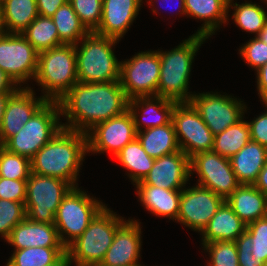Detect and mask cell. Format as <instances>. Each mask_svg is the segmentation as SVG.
Wrapping results in <instances>:
<instances>
[{"mask_svg":"<svg viewBox=\"0 0 267 266\" xmlns=\"http://www.w3.org/2000/svg\"><path fill=\"white\" fill-rule=\"evenodd\" d=\"M61 115L67 119L63 128L86 133L99 122L120 116L128 102L120 81L75 83L58 101Z\"/></svg>","mask_w":267,"mask_h":266,"instance_id":"cell-1","label":"cell"},{"mask_svg":"<svg viewBox=\"0 0 267 266\" xmlns=\"http://www.w3.org/2000/svg\"><path fill=\"white\" fill-rule=\"evenodd\" d=\"M87 152V136L62 128L31 159V171L42 176H51L67 181L77 187L79 169Z\"/></svg>","mask_w":267,"mask_h":266,"instance_id":"cell-2","label":"cell"},{"mask_svg":"<svg viewBox=\"0 0 267 266\" xmlns=\"http://www.w3.org/2000/svg\"><path fill=\"white\" fill-rule=\"evenodd\" d=\"M205 36L193 34L170 51H158L160 58V80L157 96L177 103L190 102L194 93L188 92L192 62Z\"/></svg>","mask_w":267,"mask_h":266,"instance_id":"cell-3","label":"cell"},{"mask_svg":"<svg viewBox=\"0 0 267 266\" xmlns=\"http://www.w3.org/2000/svg\"><path fill=\"white\" fill-rule=\"evenodd\" d=\"M117 42L119 40L89 32L80 40L81 45L75 44L78 82L120 80V61L112 49Z\"/></svg>","mask_w":267,"mask_h":266,"instance_id":"cell-4","label":"cell"},{"mask_svg":"<svg viewBox=\"0 0 267 266\" xmlns=\"http://www.w3.org/2000/svg\"><path fill=\"white\" fill-rule=\"evenodd\" d=\"M124 218L104 206L91 220L84 232L66 249L70 265L98 266L113 243Z\"/></svg>","mask_w":267,"mask_h":266,"instance_id":"cell-5","label":"cell"},{"mask_svg":"<svg viewBox=\"0 0 267 266\" xmlns=\"http://www.w3.org/2000/svg\"><path fill=\"white\" fill-rule=\"evenodd\" d=\"M34 80L47 101H59L78 82L75 44H62L38 53Z\"/></svg>","mask_w":267,"mask_h":266,"instance_id":"cell-6","label":"cell"},{"mask_svg":"<svg viewBox=\"0 0 267 266\" xmlns=\"http://www.w3.org/2000/svg\"><path fill=\"white\" fill-rule=\"evenodd\" d=\"M59 102L47 101L3 147L31 160L62 128Z\"/></svg>","mask_w":267,"mask_h":266,"instance_id":"cell-7","label":"cell"},{"mask_svg":"<svg viewBox=\"0 0 267 266\" xmlns=\"http://www.w3.org/2000/svg\"><path fill=\"white\" fill-rule=\"evenodd\" d=\"M105 205L78 186L69 190L57 209L54 221L59 239L66 249L84 232Z\"/></svg>","mask_w":267,"mask_h":266,"instance_id":"cell-8","label":"cell"},{"mask_svg":"<svg viewBox=\"0 0 267 266\" xmlns=\"http://www.w3.org/2000/svg\"><path fill=\"white\" fill-rule=\"evenodd\" d=\"M71 188L60 178L31 173L24 203L27 218L37 223L54 224L57 209Z\"/></svg>","mask_w":267,"mask_h":266,"instance_id":"cell-9","label":"cell"},{"mask_svg":"<svg viewBox=\"0 0 267 266\" xmlns=\"http://www.w3.org/2000/svg\"><path fill=\"white\" fill-rule=\"evenodd\" d=\"M160 80L158 51H142L120 62V84L128 100L157 96Z\"/></svg>","mask_w":267,"mask_h":266,"instance_id":"cell-10","label":"cell"},{"mask_svg":"<svg viewBox=\"0 0 267 266\" xmlns=\"http://www.w3.org/2000/svg\"><path fill=\"white\" fill-rule=\"evenodd\" d=\"M176 139L189 159L212 151L214 135L190 102L176 103L172 111Z\"/></svg>","mask_w":267,"mask_h":266,"instance_id":"cell-11","label":"cell"},{"mask_svg":"<svg viewBox=\"0 0 267 266\" xmlns=\"http://www.w3.org/2000/svg\"><path fill=\"white\" fill-rule=\"evenodd\" d=\"M218 93H194L190 100L214 136L244 118L247 109L241 99Z\"/></svg>","mask_w":267,"mask_h":266,"instance_id":"cell-12","label":"cell"},{"mask_svg":"<svg viewBox=\"0 0 267 266\" xmlns=\"http://www.w3.org/2000/svg\"><path fill=\"white\" fill-rule=\"evenodd\" d=\"M190 170L192 175L194 171L198 174V185L210 189L225 201L240 186L230 159L213 151L193 156L190 159Z\"/></svg>","mask_w":267,"mask_h":266,"instance_id":"cell-13","label":"cell"},{"mask_svg":"<svg viewBox=\"0 0 267 266\" xmlns=\"http://www.w3.org/2000/svg\"><path fill=\"white\" fill-rule=\"evenodd\" d=\"M38 52L22 34L0 35V69L18 86L35 78Z\"/></svg>","mask_w":267,"mask_h":266,"instance_id":"cell-14","label":"cell"},{"mask_svg":"<svg viewBox=\"0 0 267 266\" xmlns=\"http://www.w3.org/2000/svg\"><path fill=\"white\" fill-rule=\"evenodd\" d=\"M86 136L87 152H112L115 156L137 137V131L133 117L127 110L120 116L97 123L86 132Z\"/></svg>","mask_w":267,"mask_h":266,"instance_id":"cell-15","label":"cell"},{"mask_svg":"<svg viewBox=\"0 0 267 266\" xmlns=\"http://www.w3.org/2000/svg\"><path fill=\"white\" fill-rule=\"evenodd\" d=\"M224 202L216 193L198 184L184 188L176 221L201 233Z\"/></svg>","mask_w":267,"mask_h":266,"instance_id":"cell-16","label":"cell"},{"mask_svg":"<svg viewBox=\"0 0 267 266\" xmlns=\"http://www.w3.org/2000/svg\"><path fill=\"white\" fill-rule=\"evenodd\" d=\"M190 159L182 151L154 160L149 174L134 185H153L167 190H183L191 178Z\"/></svg>","mask_w":267,"mask_h":266,"instance_id":"cell-17","label":"cell"},{"mask_svg":"<svg viewBox=\"0 0 267 266\" xmlns=\"http://www.w3.org/2000/svg\"><path fill=\"white\" fill-rule=\"evenodd\" d=\"M30 87H19L10 97L4 112L0 142L4 144L10 137L18 133L22 126L47 102L40 96L35 98Z\"/></svg>","mask_w":267,"mask_h":266,"instance_id":"cell-18","label":"cell"},{"mask_svg":"<svg viewBox=\"0 0 267 266\" xmlns=\"http://www.w3.org/2000/svg\"><path fill=\"white\" fill-rule=\"evenodd\" d=\"M140 223L134 219L124 221L117 229L113 243L98 266L137 265L141 249Z\"/></svg>","mask_w":267,"mask_h":266,"instance_id":"cell-19","label":"cell"},{"mask_svg":"<svg viewBox=\"0 0 267 266\" xmlns=\"http://www.w3.org/2000/svg\"><path fill=\"white\" fill-rule=\"evenodd\" d=\"M143 0H103L102 18L94 33L117 40L126 34Z\"/></svg>","mask_w":267,"mask_h":266,"instance_id":"cell-20","label":"cell"},{"mask_svg":"<svg viewBox=\"0 0 267 266\" xmlns=\"http://www.w3.org/2000/svg\"><path fill=\"white\" fill-rule=\"evenodd\" d=\"M176 103L161 96L136 97L129 100L128 110L133 117L136 131H142L143 128L141 126L145 127L144 129H148L170 123ZM138 114L141 115V119ZM147 115L152 116V118L148 120Z\"/></svg>","mask_w":267,"mask_h":266,"instance_id":"cell-21","label":"cell"},{"mask_svg":"<svg viewBox=\"0 0 267 266\" xmlns=\"http://www.w3.org/2000/svg\"><path fill=\"white\" fill-rule=\"evenodd\" d=\"M14 250L29 247H64L54 224L37 223L27 217L17 224L6 240Z\"/></svg>","mask_w":267,"mask_h":266,"instance_id":"cell-22","label":"cell"},{"mask_svg":"<svg viewBox=\"0 0 267 266\" xmlns=\"http://www.w3.org/2000/svg\"><path fill=\"white\" fill-rule=\"evenodd\" d=\"M229 0H184L186 16L204 21L195 34L209 39L220 24L227 23Z\"/></svg>","mask_w":267,"mask_h":266,"instance_id":"cell-23","label":"cell"},{"mask_svg":"<svg viewBox=\"0 0 267 266\" xmlns=\"http://www.w3.org/2000/svg\"><path fill=\"white\" fill-rule=\"evenodd\" d=\"M246 228L247 224L225 201L201 232L202 244L213 241H235Z\"/></svg>","mask_w":267,"mask_h":266,"instance_id":"cell-24","label":"cell"},{"mask_svg":"<svg viewBox=\"0 0 267 266\" xmlns=\"http://www.w3.org/2000/svg\"><path fill=\"white\" fill-rule=\"evenodd\" d=\"M144 208L159 217L177 220L181 190H167L153 185H135Z\"/></svg>","mask_w":267,"mask_h":266,"instance_id":"cell-25","label":"cell"},{"mask_svg":"<svg viewBox=\"0 0 267 266\" xmlns=\"http://www.w3.org/2000/svg\"><path fill=\"white\" fill-rule=\"evenodd\" d=\"M230 162L239 183L253 185L267 162V147L249 141Z\"/></svg>","mask_w":267,"mask_h":266,"instance_id":"cell-26","label":"cell"},{"mask_svg":"<svg viewBox=\"0 0 267 266\" xmlns=\"http://www.w3.org/2000/svg\"><path fill=\"white\" fill-rule=\"evenodd\" d=\"M226 202L244 223L249 224L264 218L267 195L254 185L240 184Z\"/></svg>","mask_w":267,"mask_h":266,"instance_id":"cell-27","label":"cell"},{"mask_svg":"<svg viewBox=\"0 0 267 266\" xmlns=\"http://www.w3.org/2000/svg\"><path fill=\"white\" fill-rule=\"evenodd\" d=\"M2 23L5 33L22 34L39 15L36 0H2Z\"/></svg>","mask_w":267,"mask_h":266,"instance_id":"cell-28","label":"cell"},{"mask_svg":"<svg viewBox=\"0 0 267 266\" xmlns=\"http://www.w3.org/2000/svg\"><path fill=\"white\" fill-rule=\"evenodd\" d=\"M137 138L146 153L154 159L180 150L172 121L166 125L138 131Z\"/></svg>","mask_w":267,"mask_h":266,"instance_id":"cell-29","label":"cell"},{"mask_svg":"<svg viewBox=\"0 0 267 266\" xmlns=\"http://www.w3.org/2000/svg\"><path fill=\"white\" fill-rule=\"evenodd\" d=\"M115 157L130 172L127 176L135 184L143 181L149 174L155 160L146 153L137 137L122 148Z\"/></svg>","mask_w":267,"mask_h":266,"instance_id":"cell-30","label":"cell"},{"mask_svg":"<svg viewBox=\"0 0 267 266\" xmlns=\"http://www.w3.org/2000/svg\"><path fill=\"white\" fill-rule=\"evenodd\" d=\"M251 141L250 128L243 118L214 136L212 151L231 158Z\"/></svg>","mask_w":267,"mask_h":266,"instance_id":"cell-31","label":"cell"},{"mask_svg":"<svg viewBox=\"0 0 267 266\" xmlns=\"http://www.w3.org/2000/svg\"><path fill=\"white\" fill-rule=\"evenodd\" d=\"M27 41L40 53L64 44L57 28L50 17L38 15L22 33Z\"/></svg>","mask_w":267,"mask_h":266,"instance_id":"cell-32","label":"cell"},{"mask_svg":"<svg viewBox=\"0 0 267 266\" xmlns=\"http://www.w3.org/2000/svg\"><path fill=\"white\" fill-rule=\"evenodd\" d=\"M51 18L57 28L59 39L64 44H79L89 33L69 2L60 6Z\"/></svg>","mask_w":267,"mask_h":266,"instance_id":"cell-33","label":"cell"},{"mask_svg":"<svg viewBox=\"0 0 267 266\" xmlns=\"http://www.w3.org/2000/svg\"><path fill=\"white\" fill-rule=\"evenodd\" d=\"M66 253L65 247H29L14 250L6 266H48Z\"/></svg>","mask_w":267,"mask_h":266,"instance_id":"cell-34","label":"cell"},{"mask_svg":"<svg viewBox=\"0 0 267 266\" xmlns=\"http://www.w3.org/2000/svg\"><path fill=\"white\" fill-rule=\"evenodd\" d=\"M232 3L233 0L228 1V12L231 7L234 9L232 17L235 24L246 32L255 33L257 37L267 23V13L264 8L253 2Z\"/></svg>","mask_w":267,"mask_h":266,"instance_id":"cell-35","label":"cell"},{"mask_svg":"<svg viewBox=\"0 0 267 266\" xmlns=\"http://www.w3.org/2000/svg\"><path fill=\"white\" fill-rule=\"evenodd\" d=\"M31 173V160L11 153L2 146L0 149V177L11 180H27Z\"/></svg>","mask_w":267,"mask_h":266,"instance_id":"cell-36","label":"cell"},{"mask_svg":"<svg viewBox=\"0 0 267 266\" xmlns=\"http://www.w3.org/2000/svg\"><path fill=\"white\" fill-rule=\"evenodd\" d=\"M202 246L210 256L207 266H239L235 241H213Z\"/></svg>","mask_w":267,"mask_h":266,"instance_id":"cell-37","label":"cell"},{"mask_svg":"<svg viewBox=\"0 0 267 266\" xmlns=\"http://www.w3.org/2000/svg\"><path fill=\"white\" fill-rule=\"evenodd\" d=\"M24 203L0 199V236L5 241L12 229L27 217Z\"/></svg>","mask_w":267,"mask_h":266,"instance_id":"cell-38","label":"cell"},{"mask_svg":"<svg viewBox=\"0 0 267 266\" xmlns=\"http://www.w3.org/2000/svg\"><path fill=\"white\" fill-rule=\"evenodd\" d=\"M81 23L89 32H94L102 18L103 0H68Z\"/></svg>","mask_w":267,"mask_h":266,"instance_id":"cell-39","label":"cell"},{"mask_svg":"<svg viewBox=\"0 0 267 266\" xmlns=\"http://www.w3.org/2000/svg\"><path fill=\"white\" fill-rule=\"evenodd\" d=\"M239 53L243 60L255 70L267 62V44L256 36L240 47Z\"/></svg>","mask_w":267,"mask_h":266,"instance_id":"cell-40","label":"cell"},{"mask_svg":"<svg viewBox=\"0 0 267 266\" xmlns=\"http://www.w3.org/2000/svg\"><path fill=\"white\" fill-rule=\"evenodd\" d=\"M239 266H266L262 257L256 252L251 235L245 231L235 240Z\"/></svg>","mask_w":267,"mask_h":266,"instance_id":"cell-41","label":"cell"},{"mask_svg":"<svg viewBox=\"0 0 267 266\" xmlns=\"http://www.w3.org/2000/svg\"><path fill=\"white\" fill-rule=\"evenodd\" d=\"M246 231L251 235L252 246L267 264V220L261 218L247 224Z\"/></svg>","mask_w":267,"mask_h":266,"instance_id":"cell-42","label":"cell"},{"mask_svg":"<svg viewBox=\"0 0 267 266\" xmlns=\"http://www.w3.org/2000/svg\"><path fill=\"white\" fill-rule=\"evenodd\" d=\"M27 180H11L0 177V199L25 202Z\"/></svg>","mask_w":267,"mask_h":266,"instance_id":"cell-43","label":"cell"},{"mask_svg":"<svg viewBox=\"0 0 267 266\" xmlns=\"http://www.w3.org/2000/svg\"><path fill=\"white\" fill-rule=\"evenodd\" d=\"M267 108V102H263ZM250 128L251 141L267 147V110L251 122L247 121Z\"/></svg>","mask_w":267,"mask_h":266,"instance_id":"cell-44","label":"cell"},{"mask_svg":"<svg viewBox=\"0 0 267 266\" xmlns=\"http://www.w3.org/2000/svg\"><path fill=\"white\" fill-rule=\"evenodd\" d=\"M67 2L68 0H36L38 14L51 18L58 8Z\"/></svg>","mask_w":267,"mask_h":266,"instance_id":"cell-45","label":"cell"},{"mask_svg":"<svg viewBox=\"0 0 267 266\" xmlns=\"http://www.w3.org/2000/svg\"><path fill=\"white\" fill-rule=\"evenodd\" d=\"M257 89L262 102H267V62L256 70Z\"/></svg>","mask_w":267,"mask_h":266,"instance_id":"cell-46","label":"cell"},{"mask_svg":"<svg viewBox=\"0 0 267 266\" xmlns=\"http://www.w3.org/2000/svg\"><path fill=\"white\" fill-rule=\"evenodd\" d=\"M19 87L14 81L0 69V93H14Z\"/></svg>","mask_w":267,"mask_h":266,"instance_id":"cell-47","label":"cell"},{"mask_svg":"<svg viewBox=\"0 0 267 266\" xmlns=\"http://www.w3.org/2000/svg\"><path fill=\"white\" fill-rule=\"evenodd\" d=\"M253 185L263 194L267 195V162L263 169L259 172L258 178Z\"/></svg>","mask_w":267,"mask_h":266,"instance_id":"cell-48","label":"cell"},{"mask_svg":"<svg viewBox=\"0 0 267 266\" xmlns=\"http://www.w3.org/2000/svg\"><path fill=\"white\" fill-rule=\"evenodd\" d=\"M12 94L13 93H0V128H1L4 112H5L9 97Z\"/></svg>","mask_w":267,"mask_h":266,"instance_id":"cell-49","label":"cell"},{"mask_svg":"<svg viewBox=\"0 0 267 266\" xmlns=\"http://www.w3.org/2000/svg\"><path fill=\"white\" fill-rule=\"evenodd\" d=\"M48 266H71L67 252L56 263Z\"/></svg>","mask_w":267,"mask_h":266,"instance_id":"cell-50","label":"cell"},{"mask_svg":"<svg viewBox=\"0 0 267 266\" xmlns=\"http://www.w3.org/2000/svg\"><path fill=\"white\" fill-rule=\"evenodd\" d=\"M148 1H149V2H148L149 5H150V6H151V5L153 6V4H152V3H153V2H152L153 0H148ZM156 1H159V0H156ZM161 1H162V0H161ZM167 1H168V0H166V1L163 0V2H167ZM177 2H179L178 6H177V7H179L178 12L180 11V12H179L180 14H182V15H183V14L186 15L184 0H178Z\"/></svg>","mask_w":267,"mask_h":266,"instance_id":"cell-51","label":"cell"},{"mask_svg":"<svg viewBox=\"0 0 267 266\" xmlns=\"http://www.w3.org/2000/svg\"><path fill=\"white\" fill-rule=\"evenodd\" d=\"M257 37L267 44V23Z\"/></svg>","mask_w":267,"mask_h":266,"instance_id":"cell-52","label":"cell"},{"mask_svg":"<svg viewBox=\"0 0 267 266\" xmlns=\"http://www.w3.org/2000/svg\"><path fill=\"white\" fill-rule=\"evenodd\" d=\"M5 33L2 23L1 3H0V35Z\"/></svg>","mask_w":267,"mask_h":266,"instance_id":"cell-53","label":"cell"},{"mask_svg":"<svg viewBox=\"0 0 267 266\" xmlns=\"http://www.w3.org/2000/svg\"><path fill=\"white\" fill-rule=\"evenodd\" d=\"M264 218L267 220V204H266V209H265V215Z\"/></svg>","mask_w":267,"mask_h":266,"instance_id":"cell-54","label":"cell"}]
</instances>
